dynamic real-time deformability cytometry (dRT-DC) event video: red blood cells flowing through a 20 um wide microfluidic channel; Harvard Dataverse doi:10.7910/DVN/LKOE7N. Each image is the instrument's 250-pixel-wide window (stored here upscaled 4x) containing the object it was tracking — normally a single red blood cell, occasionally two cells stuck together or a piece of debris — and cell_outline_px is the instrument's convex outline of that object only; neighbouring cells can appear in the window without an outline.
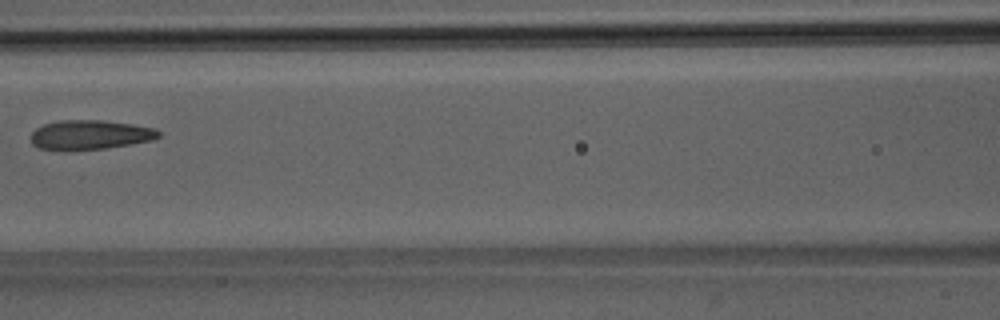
{"species": "Egyptian fruit bat (a non-hibernating species)", "species_latin": "Rousettus aegyptiacus", "temperature_condition": "room temperature", "stored_images_in_passage": 5, "camera_frame_rate_fps": 3000, "um_per_image_px": 0.085, "animal": {"sex": "male"}, "frame": {"image": 1, "passage_image": 5, "time_ms": 4.667, "image_size_px": [1000, 320], "cell_outline_px": [[160, 136], [152, 140], [104, 148], [40, 148], [32, 144], [32, 132], [36, 128], [44, 124], [60, 120], [104, 120], [132, 124], [156, 128], [160, 132]], "centroid_in_image_um": [7.7, 11.41], "position_along_channel_um": 158.9, "area_um2": 21.21}}